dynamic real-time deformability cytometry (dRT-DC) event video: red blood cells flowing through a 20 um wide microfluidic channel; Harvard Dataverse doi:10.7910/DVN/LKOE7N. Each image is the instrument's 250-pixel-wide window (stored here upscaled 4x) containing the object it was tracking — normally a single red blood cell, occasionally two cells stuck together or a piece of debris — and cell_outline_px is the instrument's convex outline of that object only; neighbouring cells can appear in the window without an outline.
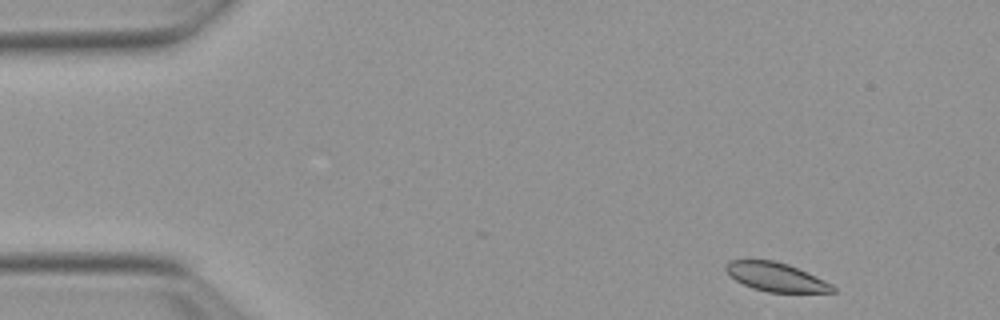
{"species": "Egyptian fruit bat (a non-hibernating species)", "species_latin": "Rousettus aegyptiacus", "temperature_condition": "warm", "stored_images_in_passage": 38, "camera_frame_rate_fps": 3000, "um_per_image_px": 0.085, "animal": {"sex": "female"}, "frame": {"image": 1, "passage_image": 2, "time_ms": 0.333, "image_size_px": [1000, 320], "cell_outline_px": [[836, 292], [768, 292], [752, 288], [736, 280], [724, 268], [732, 260], [772, 260], [788, 264], [824, 280], [832, 284], [836, 288]], "centroid_in_image_um": [65.99, 23.55], "position_along_channel_um": 19.0, "area_um2": 17.57}}
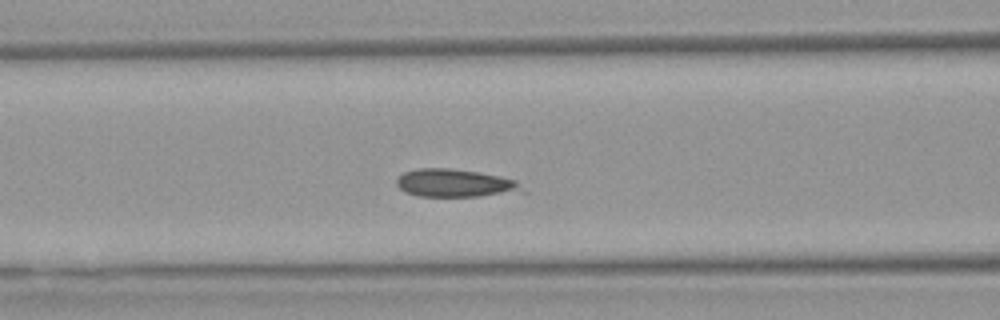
{"frame": {"image": 2, "passage_image": 18, "time_ms": 5.667, "image_size_px": [1000, 320], "cell_outline_px": [[528, 192], [480, 196], [416, 196], [404, 192], [396, 184], [396, 180], [404, 172], [416, 168], [452, 168], [500, 176], [516, 180]], "centroid_in_image_um": [38.71, 15.57], "position_along_channel_um": 127.9, "area_um2": 20.63}}
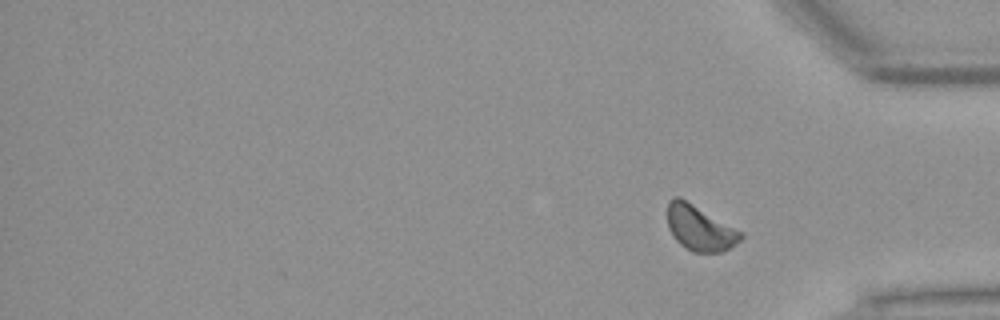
{"frame": {"image": 3, "passage_image": 38, "time_ms": 12.333, "image_size_px": [1000, 320], "cell_outline_px": [[744, 236], [736, 244], [720, 252], [692, 252], [680, 244], [672, 236], [668, 228], [668, 200], [672, 196], [680, 196], [744, 232]], "centroid_in_image_um": [59.48, 19.36], "position_along_channel_um": 375.7, "area_um2": 19.59}}